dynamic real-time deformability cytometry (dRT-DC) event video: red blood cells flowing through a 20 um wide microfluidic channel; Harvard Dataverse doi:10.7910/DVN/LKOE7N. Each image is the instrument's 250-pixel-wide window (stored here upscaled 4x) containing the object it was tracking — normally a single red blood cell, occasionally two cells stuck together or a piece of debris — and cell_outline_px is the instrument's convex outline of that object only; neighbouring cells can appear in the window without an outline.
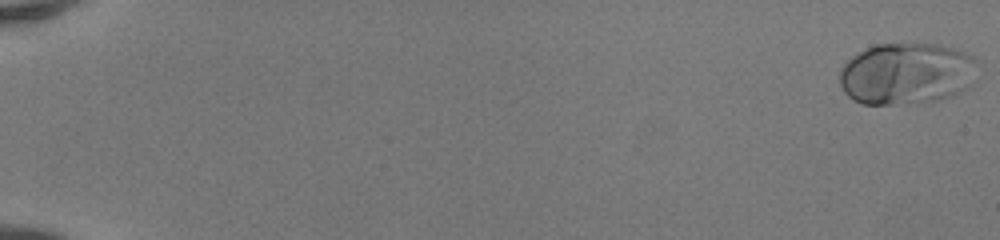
{"species": "human", "species_latin": "Homo sapiens", "temperature_condition": "room temperature", "stored_images_in_passage": 51, "camera_frame_rate_fps": 3000, "um_per_image_px": 0.085, "donor": {"sex": "female"}, "frame": {"image": 1, "passage_image": 1, "time_ms": 0.0, "image_size_px": [1000, 240], "cell_outline_px": [[972, 60], [956, 92], [948, 96], [932, 100], [892, 104], [860, 104], [852, 100], [844, 92], [840, 84], [840, 72], [844, 64], [852, 56], [876, 44], [936, 44], [956, 48], [972, 56]], "centroid_in_image_um": [76.81, 6.24], "position_along_channel_um": 8.2, "area_um2": 47.22}}
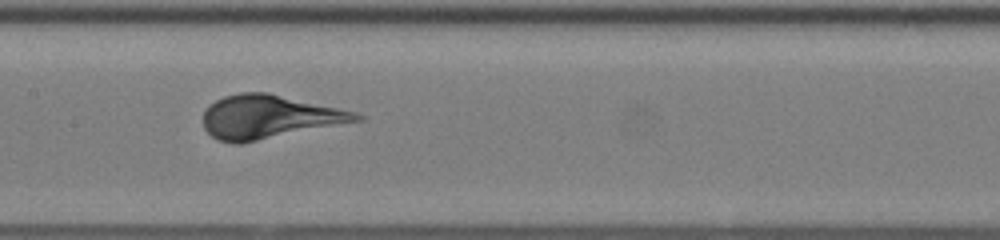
{"frame": {"image": 2, "passage_image": 28, "time_ms": 9.0, "image_size_px": [1000, 240], "cell_outline_px": [[364, 120], [240, 144], [236, 144], [220, 140], [212, 136], [204, 128], [204, 112], [208, 104], [224, 96], [240, 92], [268, 92], [356, 112], [364, 116]], "centroid_in_image_um": [22.87, 9.93], "position_along_channel_um": 184.5, "area_um2": 38.84}}
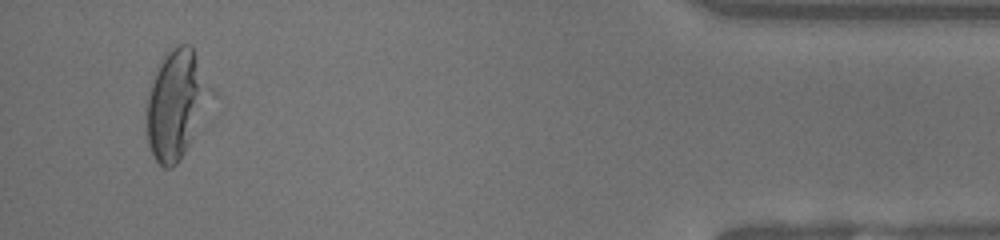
{"frame": {"image": 3, "passage_image": 49, "time_ms": 16.0, "image_size_px": [1000, 240], "cell_outline_px": [[216, 96], [184, 152], [176, 164], [172, 168], [164, 168], [152, 156], [148, 144], [148, 96], [152, 80], [164, 56], [172, 48], [180, 44], [192, 44], [216, 92]], "centroid_in_image_um": [15.07, 8.82], "position_along_channel_um": 420.1, "area_um2": 40.98}}